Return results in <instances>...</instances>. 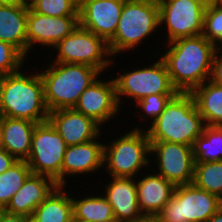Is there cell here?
Masks as SVG:
<instances>
[{
    "label": "cell",
    "instance_id": "obj_1",
    "mask_svg": "<svg viewBox=\"0 0 222 222\" xmlns=\"http://www.w3.org/2000/svg\"><path fill=\"white\" fill-rule=\"evenodd\" d=\"M161 58L166 64L173 86L180 93H191L209 80L217 48L202 34L167 43Z\"/></svg>",
    "mask_w": 222,
    "mask_h": 222
},
{
    "label": "cell",
    "instance_id": "obj_2",
    "mask_svg": "<svg viewBox=\"0 0 222 222\" xmlns=\"http://www.w3.org/2000/svg\"><path fill=\"white\" fill-rule=\"evenodd\" d=\"M22 70L0 77V116L45 122L49 111L40 73L38 70L34 73L31 71V74Z\"/></svg>",
    "mask_w": 222,
    "mask_h": 222
},
{
    "label": "cell",
    "instance_id": "obj_3",
    "mask_svg": "<svg viewBox=\"0 0 222 222\" xmlns=\"http://www.w3.org/2000/svg\"><path fill=\"white\" fill-rule=\"evenodd\" d=\"M191 93H178L161 115L145 128L150 142H170L193 146L205 127Z\"/></svg>",
    "mask_w": 222,
    "mask_h": 222
},
{
    "label": "cell",
    "instance_id": "obj_4",
    "mask_svg": "<svg viewBox=\"0 0 222 222\" xmlns=\"http://www.w3.org/2000/svg\"><path fill=\"white\" fill-rule=\"evenodd\" d=\"M39 73L49 112L74 108L83 91L102 74L89 65L56 62L47 64Z\"/></svg>",
    "mask_w": 222,
    "mask_h": 222
},
{
    "label": "cell",
    "instance_id": "obj_5",
    "mask_svg": "<svg viewBox=\"0 0 222 222\" xmlns=\"http://www.w3.org/2000/svg\"><path fill=\"white\" fill-rule=\"evenodd\" d=\"M159 28L157 0H125L116 33L108 42L112 57L135 49Z\"/></svg>",
    "mask_w": 222,
    "mask_h": 222
},
{
    "label": "cell",
    "instance_id": "obj_6",
    "mask_svg": "<svg viewBox=\"0 0 222 222\" xmlns=\"http://www.w3.org/2000/svg\"><path fill=\"white\" fill-rule=\"evenodd\" d=\"M141 128L138 124V127L104 144V169L109 177L136 178L141 171L144 173L142 169L153 164L149 158L151 143L146 130Z\"/></svg>",
    "mask_w": 222,
    "mask_h": 222
},
{
    "label": "cell",
    "instance_id": "obj_7",
    "mask_svg": "<svg viewBox=\"0 0 222 222\" xmlns=\"http://www.w3.org/2000/svg\"><path fill=\"white\" fill-rule=\"evenodd\" d=\"M221 206L217 195L190 183L175 186L171 199L155 218L158 222H206Z\"/></svg>",
    "mask_w": 222,
    "mask_h": 222
},
{
    "label": "cell",
    "instance_id": "obj_8",
    "mask_svg": "<svg viewBox=\"0 0 222 222\" xmlns=\"http://www.w3.org/2000/svg\"><path fill=\"white\" fill-rule=\"evenodd\" d=\"M160 58V59H159ZM116 96L120 108L125 104L122 99L130 98L135 104L138 100L152 94H178L173 86L166 64L161 57L153 64L144 68H135L119 73L114 79ZM127 96V97H126ZM124 97V98H122Z\"/></svg>",
    "mask_w": 222,
    "mask_h": 222
},
{
    "label": "cell",
    "instance_id": "obj_9",
    "mask_svg": "<svg viewBox=\"0 0 222 222\" xmlns=\"http://www.w3.org/2000/svg\"><path fill=\"white\" fill-rule=\"evenodd\" d=\"M57 50L56 63L85 64L98 69L102 74L108 67L114 66L108 43L80 25L62 39L54 48Z\"/></svg>",
    "mask_w": 222,
    "mask_h": 222
},
{
    "label": "cell",
    "instance_id": "obj_10",
    "mask_svg": "<svg viewBox=\"0 0 222 222\" xmlns=\"http://www.w3.org/2000/svg\"><path fill=\"white\" fill-rule=\"evenodd\" d=\"M67 145L49 120L37 123L26 160L32 173L48 176L61 186V168Z\"/></svg>",
    "mask_w": 222,
    "mask_h": 222
},
{
    "label": "cell",
    "instance_id": "obj_11",
    "mask_svg": "<svg viewBox=\"0 0 222 222\" xmlns=\"http://www.w3.org/2000/svg\"><path fill=\"white\" fill-rule=\"evenodd\" d=\"M160 27L165 26V43L203 33L204 11L209 0H157Z\"/></svg>",
    "mask_w": 222,
    "mask_h": 222
},
{
    "label": "cell",
    "instance_id": "obj_12",
    "mask_svg": "<svg viewBox=\"0 0 222 222\" xmlns=\"http://www.w3.org/2000/svg\"><path fill=\"white\" fill-rule=\"evenodd\" d=\"M150 155H156L152 170L169 180L174 186L193 183L195 159L193 147L180 143L150 142Z\"/></svg>",
    "mask_w": 222,
    "mask_h": 222
},
{
    "label": "cell",
    "instance_id": "obj_13",
    "mask_svg": "<svg viewBox=\"0 0 222 222\" xmlns=\"http://www.w3.org/2000/svg\"><path fill=\"white\" fill-rule=\"evenodd\" d=\"M101 79L97 78L83 91L73 109L91 117L103 127L122 110L117 100L114 78L109 81Z\"/></svg>",
    "mask_w": 222,
    "mask_h": 222
},
{
    "label": "cell",
    "instance_id": "obj_14",
    "mask_svg": "<svg viewBox=\"0 0 222 222\" xmlns=\"http://www.w3.org/2000/svg\"><path fill=\"white\" fill-rule=\"evenodd\" d=\"M79 25V16L51 17L36 13L29 8L26 26L27 56L35 44L53 49Z\"/></svg>",
    "mask_w": 222,
    "mask_h": 222
},
{
    "label": "cell",
    "instance_id": "obj_15",
    "mask_svg": "<svg viewBox=\"0 0 222 222\" xmlns=\"http://www.w3.org/2000/svg\"><path fill=\"white\" fill-rule=\"evenodd\" d=\"M125 0H91L79 9L80 26L107 43L114 37Z\"/></svg>",
    "mask_w": 222,
    "mask_h": 222
},
{
    "label": "cell",
    "instance_id": "obj_16",
    "mask_svg": "<svg viewBox=\"0 0 222 222\" xmlns=\"http://www.w3.org/2000/svg\"><path fill=\"white\" fill-rule=\"evenodd\" d=\"M48 120L64 139L67 146L86 143L100 138L103 134L100 124L73 108L51 111Z\"/></svg>",
    "mask_w": 222,
    "mask_h": 222
},
{
    "label": "cell",
    "instance_id": "obj_17",
    "mask_svg": "<svg viewBox=\"0 0 222 222\" xmlns=\"http://www.w3.org/2000/svg\"><path fill=\"white\" fill-rule=\"evenodd\" d=\"M104 168V142L94 139L86 143L67 146L61 168V186L67 176L89 175ZM99 169V170H98Z\"/></svg>",
    "mask_w": 222,
    "mask_h": 222
},
{
    "label": "cell",
    "instance_id": "obj_18",
    "mask_svg": "<svg viewBox=\"0 0 222 222\" xmlns=\"http://www.w3.org/2000/svg\"><path fill=\"white\" fill-rule=\"evenodd\" d=\"M104 190L103 195L112 206L116 222H135L144 218L139 208L136 178L112 176Z\"/></svg>",
    "mask_w": 222,
    "mask_h": 222
},
{
    "label": "cell",
    "instance_id": "obj_19",
    "mask_svg": "<svg viewBox=\"0 0 222 222\" xmlns=\"http://www.w3.org/2000/svg\"><path fill=\"white\" fill-rule=\"evenodd\" d=\"M57 186L50 177L31 173L3 210L31 218L34 210Z\"/></svg>",
    "mask_w": 222,
    "mask_h": 222
},
{
    "label": "cell",
    "instance_id": "obj_20",
    "mask_svg": "<svg viewBox=\"0 0 222 222\" xmlns=\"http://www.w3.org/2000/svg\"><path fill=\"white\" fill-rule=\"evenodd\" d=\"M136 177V189L140 212L143 217L155 218L171 199L175 186L155 172Z\"/></svg>",
    "mask_w": 222,
    "mask_h": 222
},
{
    "label": "cell",
    "instance_id": "obj_21",
    "mask_svg": "<svg viewBox=\"0 0 222 222\" xmlns=\"http://www.w3.org/2000/svg\"><path fill=\"white\" fill-rule=\"evenodd\" d=\"M37 123L1 116L2 148L17 160H27Z\"/></svg>",
    "mask_w": 222,
    "mask_h": 222
},
{
    "label": "cell",
    "instance_id": "obj_22",
    "mask_svg": "<svg viewBox=\"0 0 222 222\" xmlns=\"http://www.w3.org/2000/svg\"><path fill=\"white\" fill-rule=\"evenodd\" d=\"M28 7L0 5V41L10 43L27 58Z\"/></svg>",
    "mask_w": 222,
    "mask_h": 222
},
{
    "label": "cell",
    "instance_id": "obj_23",
    "mask_svg": "<svg viewBox=\"0 0 222 222\" xmlns=\"http://www.w3.org/2000/svg\"><path fill=\"white\" fill-rule=\"evenodd\" d=\"M65 187L57 186L49 194L34 210L31 222H72V194L69 195Z\"/></svg>",
    "mask_w": 222,
    "mask_h": 222
},
{
    "label": "cell",
    "instance_id": "obj_24",
    "mask_svg": "<svg viewBox=\"0 0 222 222\" xmlns=\"http://www.w3.org/2000/svg\"><path fill=\"white\" fill-rule=\"evenodd\" d=\"M191 94L205 125L222 126V87L207 80Z\"/></svg>",
    "mask_w": 222,
    "mask_h": 222
},
{
    "label": "cell",
    "instance_id": "obj_25",
    "mask_svg": "<svg viewBox=\"0 0 222 222\" xmlns=\"http://www.w3.org/2000/svg\"><path fill=\"white\" fill-rule=\"evenodd\" d=\"M73 219L91 222H116L112 206L104 195H86L84 198L74 199Z\"/></svg>",
    "mask_w": 222,
    "mask_h": 222
},
{
    "label": "cell",
    "instance_id": "obj_26",
    "mask_svg": "<svg viewBox=\"0 0 222 222\" xmlns=\"http://www.w3.org/2000/svg\"><path fill=\"white\" fill-rule=\"evenodd\" d=\"M192 147L195 163L222 161V126L206 125Z\"/></svg>",
    "mask_w": 222,
    "mask_h": 222
},
{
    "label": "cell",
    "instance_id": "obj_27",
    "mask_svg": "<svg viewBox=\"0 0 222 222\" xmlns=\"http://www.w3.org/2000/svg\"><path fill=\"white\" fill-rule=\"evenodd\" d=\"M31 173L27 162L18 160L8 170L0 174V210L8 205Z\"/></svg>",
    "mask_w": 222,
    "mask_h": 222
},
{
    "label": "cell",
    "instance_id": "obj_28",
    "mask_svg": "<svg viewBox=\"0 0 222 222\" xmlns=\"http://www.w3.org/2000/svg\"><path fill=\"white\" fill-rule=\"evenodd\" d=\"M193 183L222 200V161L195 163Z\"/></svg>",
    "mask_w": 222,
    "mask_h": 222
},
{
    "label": "cell",
    "instance_id": "obj_29",
    "mask_svg": "<svg viewBox=\"0 0 222 222\" xmlns=\"http://www.w3.org/2000/svg\"><path fill=\"white\" fill-rule=\"evenodd\" d=\"M202 35L216 48L222 44V6L214 0L205 7Z\"/></svg>",
    "mask_w": 222,
    "mask_h": 222
},
{
    "label": "cell",
    "instance_id": "obj_30",
    "mask_svg": "<svg viewBox=\"0 0 222 222\" xmlns=\"http://www.w3.org/2000/svg\"><path fill=\"white\" fill-rule=\"evenodd\" d=\"M30 9L51 17L79 16L73 0H37Z\"/></svg>",
    "mask_w": 222,
    "mask_h": 222
},
{
    "label": "cell",
    "instance_id": "obj_31",
    "mask_svg": "<svg viewBox=\"0 0 222 222\" xmlns=\"http://www.w3.org/2000/svg\"><path fill=\"white\" fill-rule=\"evenodd\" d=\"M177 94H152L147 97L138 100L134 105L135 109H141L143 114H140L142 118H150L148 127L158 118L163 112L169 101ZM138 107V108H137ZM145 115V116H144Z\"/></svg>",
    "mask_w": 222,
    "mask_h": 222
},
{
    "label": "cell",
    "instance_id": "obj_32",
    "mask_svg": "<svg viewBox=\"0 0 222 222\" xmlns=\"http://www.w3.org/2000/svg\"><path fill=\"white\" fill-rule=\"evenodd\" d=\"M26 59L16 47L0 41V77L20 71Z\"/></svg>",
    "mask_w": 222,
    "mask_h": 222
},
{
    "label": "cell",
    "instance_id": "obj_33",
    "mask_svg": "<svg viewBox=\"0 0 222 222\" xmlns=\"http://www.w3.org/2000/svg\"><path fill=\"white\" fill-rule=\"evenodd\" d=\"M209 81L222 87V54L218 50L213 56Z\"/></svg>",
    "mask_w": 222,
    "mask_h": 222
},
{
    "label": "cell",
    "instance_id": "obj_34",
    "mask_svg": "<svg viewBox=\"0 0 222 222\" xmlns=\"http://www.w3.org/2000/svg\"><path fill=\"white\" fill-rule=\"evenodd\" d=\"M18 160L9 154L4 148L0 147V174L8 170Z\"/></svg>",
    "mask_w": 222,
    "mask_h": 222
},
{
    "label": "cell",
    "instance_id": "obj_35",
    "mask_svg": "<svg viewBox=\"0 0 222 222\" xmlns=\"http://www.w3.org/2000/svg\"><path fill=\"white\" fill-rule=\"evenodd\" d=\"M0 222H31V218L0 210Z\"/></svg>",
    "mask_w": 222,
    "mask_h": 222
},
{
    "label": "cell",
    "instance_id": "obj_36",
    "mask_svg": "<svg viewBox=\"0 0 222 222\" xmlns=\"http://www.w3.org/2000/svg\"><path fill=\"white\" fill-rule=\"evenodd\" d=\"M206 222H222V206Z\"/></svg>",
    "mask_w": 222,
    "mask_h": 222
},
{
    "label": "cell",
    "instance_id": "obj_37",
    "mask_svg": "<svg viewBox=\"0 0 222 222\" xmlns=\"http://www.w3.org/2000/svg\"><path fill=\"white\" fill-rule=\"evenodd\" d=\"M20 0H0V5H19Z\"/></svg>",
    "mask_w": 222,
    "mask_h": 222
},
{
    "label": "cell",
    "instance_id": "obj_38",
    "mask_svg": "<svg viewBox=\"0 0 222 222\" xmlns=\"http://www.w3.org/2000/svg\"><path fill=\"white\" fill-rule=\"evenodd\" d=\"M37 0H20V4L30 8Z\"/></svg>",
    "mask_w": 222,
    "mask_h": 222
},
{
    "label": "cell",
    "instance_id": "obj_39",
    "mask_svg": "<svg viewBox=\"0 0 222 222\" xmlns=\"http://www.w3.org/2000/svg\"><path fill=\"white\" fill-rule=\"evenodd\" d=\"M75 6L80 9L82 6H84L87 2L91 1V0H73Z\"/></svg>",
    "mask_w": 222,
    "mask_h": 222
},
{
    "label": "cell",
    "instance_id": "obj_40",
    "mask_svg": "<svg viewBox=\"0 0 222 222\" xmlns=\"http://www.w3.org/2000/svg\"><path fill=\"white\" fill-rule=\"evenodd\" d=\"M135 222H158L156 220V218H147V217H144L143 219L139 220V221H135Z\"/></svg>",
    "mask_w": 222,
    "mask_h": 222
},
{
    "label": "cell",
    "instance_id": "obj_41",
    "mask_svg": "<svg viewBox=\"0 0 222 222\" xmlns=\"http://www.w3.org/2000/svg\"><path fill=\"white\" fill-rule=\"evenodd\" d=\"M0 147H2V128H1V116H0Z\"/></svg>",
    "mask_w": 222,
    "mask_h": 222
},
{
    "label": "cell",
    "instance_id": "obj_42",
    "mask_svg": "<svg viewBox=\"0 0 222 222\" xmlns=\"http://www.w3.org/2000/svg\"><path fill=\"white\" fill-rule=\"evenodd\" d=\"M72 222H91V221H82V220L72 219Z\"/></svg>",
    "mask_w": 222,
    "mask_h": 222
},
{
    "label": "cell",
    "instance_id": "obj_43",
    "mask_svg": "<svg viewBox=\"0 0 222 222\" xmlns=\"http://www.w3.org/2000/svg\"><path fill=\"white\" fill-rule=\"evenodd\" d=\"M217 50L222 54V44L219 47H217Z\"/></svg>",
    "mask_w": 222,
    "mask_h": 222
},
{
    "label": "cell",
    "instance_id": "obj_44",
    "mask_svg": "<svg viewBox=\"0 0 222 222\" xmlns=\"http://www.w3.org/2000/svg\"><path fill=\"white\" fill-rule=\"evenodd\" d=\"M215 2H217L219 5L222 6V0H214Z\"/></svg>",
    "mask_w": 222,
    "mask_h": 222
}]
</instances>
